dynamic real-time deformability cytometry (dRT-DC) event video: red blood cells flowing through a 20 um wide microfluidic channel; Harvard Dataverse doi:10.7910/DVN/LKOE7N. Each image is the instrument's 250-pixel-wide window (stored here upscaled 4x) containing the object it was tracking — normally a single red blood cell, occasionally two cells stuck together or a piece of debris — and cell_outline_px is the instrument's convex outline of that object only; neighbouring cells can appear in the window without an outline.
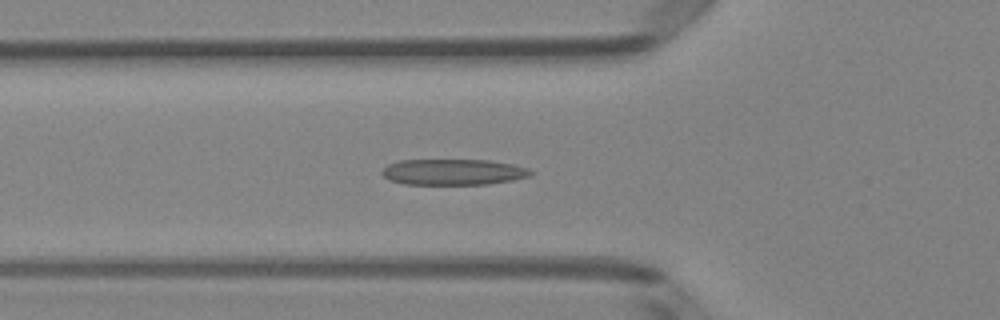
{"species": "Egyptian fruit bat (a non-hibernating species)", "species_latin": "Rousettus aegyptiacus", "temperature_condition": "room temperature", "stored_images_in_passage": 34, "camera_frame_rate_fps": 3000, "um_per_image_px": 0.085, "animal": {"sex": "female"}, "frame": {"image": 1, "passage_image": 2, "time_ms": 0.333, "image_size_px": [1000, 320], "cell_outline_px": [[536, 172], [532, 176], [512, 180], [488, 184], [404, 184], [388, 180], [380, 172], [388, 164], [400, 160], [488, 160], [512, 164], [528, 168]], "centroid_in_image_um": [38.55, 14.62], "position_along_channel_um": 87.3, "area_um2": 22.6}}
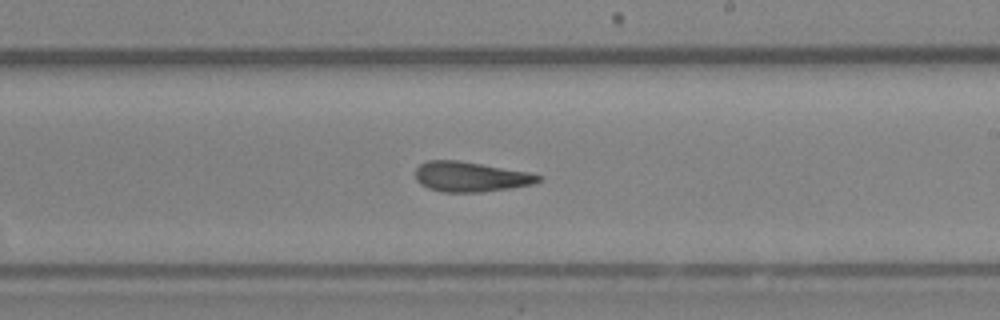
{"frame": {"image": 2, "passage_image": 14, "time_ms": 4.333, "image_size_px": [1000, 320], "cell_outline_px": [[544, 180], [532, 184], [512, 188], [480, 192], [444, 192], [428, 188], [420, 184], [416, 180], [416, 168], [420, 164], [428, 160], [456, 160], [528, 172], [544, 176]], "centroid_in_image_um": [40.02, 15.03], "position_along_channel_um": 249.0, "area_um2": 21.5}}
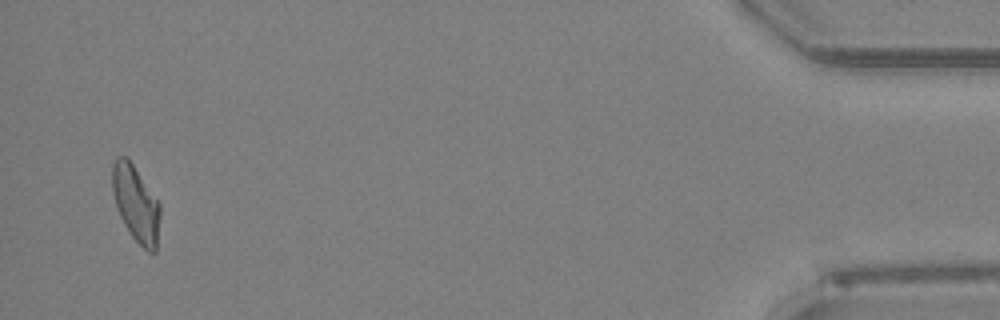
{"frame": {"image": 3, "passage_image": 33, "time_ms": 10.667, "image_size_px": [1000, 320], "cell_outline_px": [[160, 216], [156, 252], [148, 252], [132, 236], [124, 224], [120, 216], [112, 192], [112, 164], [116, 156], [128, 156], [160, 200]], "centroid_in_image_um": [11.57, 17.24], "position_along_channel_um": 423.6, "area_um2": 21.68}}